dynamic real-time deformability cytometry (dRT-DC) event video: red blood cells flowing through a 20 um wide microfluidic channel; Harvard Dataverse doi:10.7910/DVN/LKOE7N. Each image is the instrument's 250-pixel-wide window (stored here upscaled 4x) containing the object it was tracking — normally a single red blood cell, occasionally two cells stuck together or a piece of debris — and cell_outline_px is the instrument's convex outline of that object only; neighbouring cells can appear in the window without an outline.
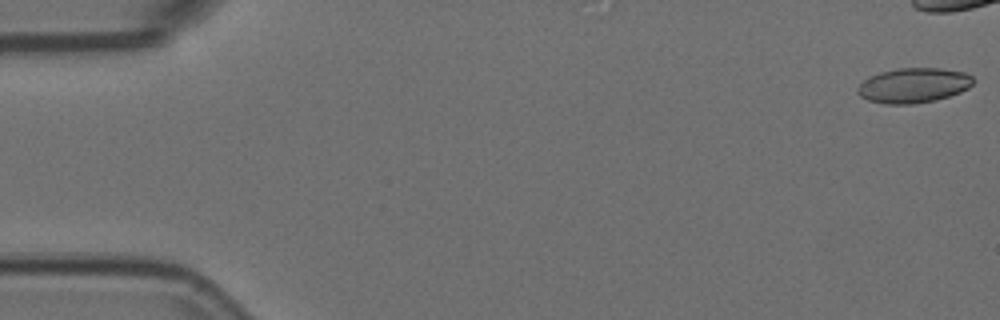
{"species": "Egyptian fruit bat (a non-hibernating species)", "species_latin": "Rousettus aegyptiacus", "temperature_condition": "room temperature", "stored_images_in_passage": 42, "camera_frame_rate_fps": 3000, "um_per_image_px": 0.085, "animal": {"sex": "female"}, "frame": {"image": 1, "passage_image": 1, "time_ms": 0.0, "image_size_px": [1000, 320], "cell_outline_px": [[972, 84], [968, 88], [960, 92], [936, 100], [912, 104], [884, 104], [868, 100], [860, 96], [856, 92], [856, 88], [868, 76], [880, 72], [900, 68], [940, 68], [964, 72], [972, 76]], "centroid_in_image_um": [77.61, 7.26], "position_along_channel_um": 7.4, "area_um2": 23.52}}
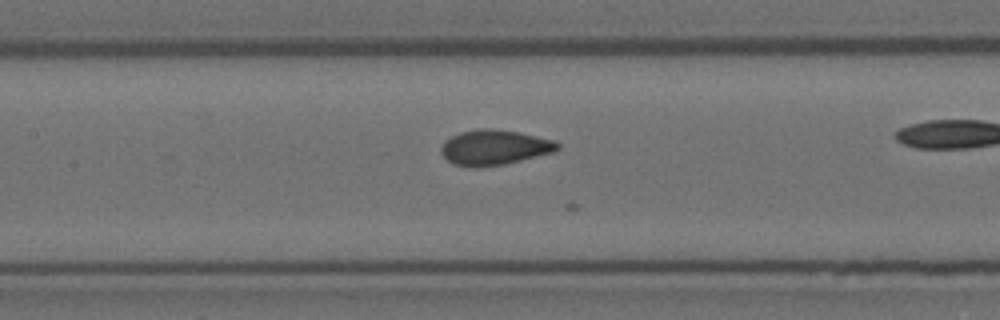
{"frame": {"image": 2, "passage_image": 25, "time_ms": 8.0, "image_size_px": [1000, 320], "cell_outline_px": [[560, 148], [556, 152], [504, 164], [476, 168], [452, 164], [440, 152], [440, 148], [444, 140], [460, 132], [484, 128], [492, 128], [520, 132], [556, 140], [560, 144]], "centroid_in_image_um": [42.05, 12.53], "position_along_channel_um": 165.4, "area_um2": 24.16}}
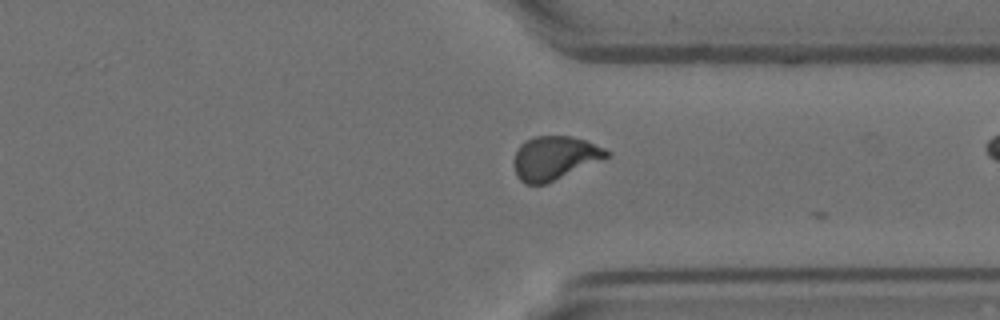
{"frame": {"image": 3, "passage_image": 41, "time_ms": 13.333, "image_size_px": [1000, 320], "cell_outline_px": [[612, 152], [608, 156], [544, 184], [524, 184], [516, 176], [516, 152], [520, 144], [524, 140], [532, 136], [572, 136], [584, 140], [604, 148]], "centroid_in_image_um": [47.11, 13.4], "position_along_channel_um": 364.3, "area_um2": 22.95}}